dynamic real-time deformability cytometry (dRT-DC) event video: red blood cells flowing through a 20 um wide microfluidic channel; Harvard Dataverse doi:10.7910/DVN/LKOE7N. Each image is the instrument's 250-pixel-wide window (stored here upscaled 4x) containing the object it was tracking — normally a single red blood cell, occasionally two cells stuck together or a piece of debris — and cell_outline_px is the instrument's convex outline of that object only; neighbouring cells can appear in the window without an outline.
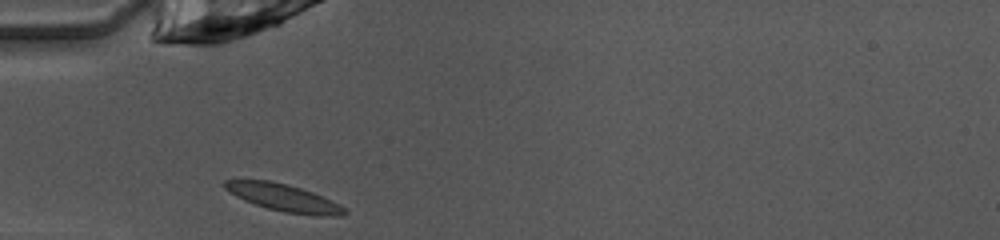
{"species": "common noctule bat (a hibernating species)", "species_latin": "Nyctalus noctula", "temperature_condition": "warm", "stored_images_in_passage": 31, "camera_frame_rate_fps": 3000, "um_per_image_px": 0.085, "animal": {"sex": "female", "body_mass_g": 10.0, "forearm_length_mm": 53.1}, "frame": {"image": 1, "passage_image": 1, "time_ms": 0.0, "image_size_px": [1000, 240], "cell_outline_px": [[348, 212], [344, 216], [316, 216], [284, 212], [268, 208], [244, 200], [236, 196], [224, 188], [224, 180], [268, 180], [300, 188], [324, 196], [340, 204]], "centroid_in_image_um": [24.17, 16.82], "position_along_channel_um": 60.8, "area_um2": 18.9}}
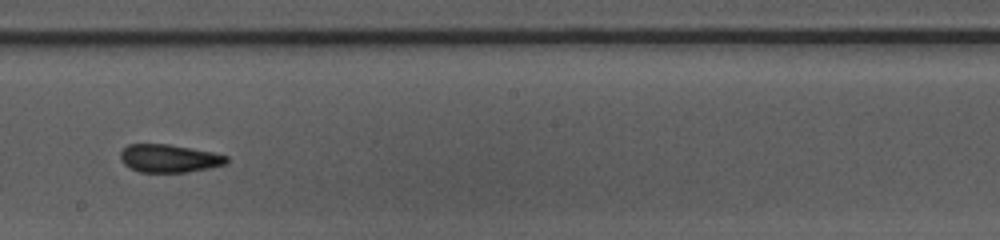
{"frame": {"image": 2, "passage_image": 14, "time_ms": 4.333, "image_size_px": [1000, 240], "cell_outline_px": [[228, 160], [224, 164], [208, 168], [188, 172], [140, 172], [124, 164], [120, 160], [120, 152], [128, 144], [168, 144], [212, 152], [228, 156]], "centroid_in_image_um": [14.35, 13.46], "position_along_channel_um": 233.8, "area_um2": 17.17}}
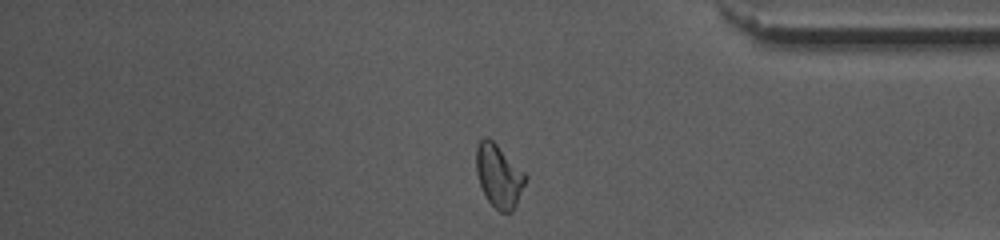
{"frame": {"image": 3, "passage_image": 27, "time_ms": 8.667, "image_size_px": [1000, 240], "cell_outline_px": [[528, 176], [516, 204], [512, 212], [500, 212], [488, 200], [480, 184], [476, 172], [476, 148], [480, 140], [484, 136], [488, 136]], "centroid_in_image_um": [42.39, 14.93], "position_along_channel_um": 392.8, "area_um2": 17.8}, "authors_computed_cell_mechanics": {"area_um2": 17.8024, "velocity_mm_per_s": 4.0517, "shape_relaxation_time_tau1_ms": 10.0912, "shape_relaxation_time_tau2_ms": 1.1164, "deformation_change_tau1": 0.2209, "deformation_change_tau2": 0.0691}}